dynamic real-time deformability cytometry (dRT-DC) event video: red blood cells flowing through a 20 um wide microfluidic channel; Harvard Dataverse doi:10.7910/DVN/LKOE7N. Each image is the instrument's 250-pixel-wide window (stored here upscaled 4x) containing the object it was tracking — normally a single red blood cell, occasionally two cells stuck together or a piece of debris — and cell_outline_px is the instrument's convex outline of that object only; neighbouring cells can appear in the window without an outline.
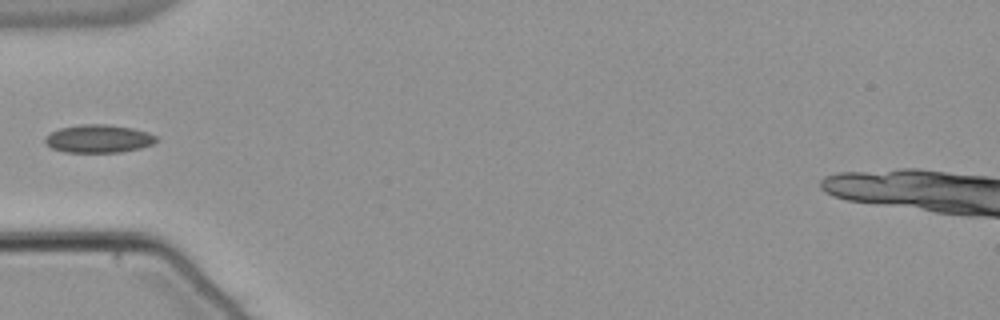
{"species": "common noctule bat (a hibernating species)", "species_latin": "Nyctalus noctula", "temperature_condition": "warm", "stored_images_in_passage": 37, "camera_frame_rate_fps": 3000, "um_per_image_px": 0.085, "animal": {"sex": "male", "body_mass_g": 21.5, "forearm_length_mm": 52.0}, "frame": {"image": 1, "passage_image": 1, "time_ms": 0.0, "image_size_px": [1000, 320], "cell_outline_px": [[156, 140], [152, 144], [140, 148], [120, 152], [64, 152], [52, 148], [44, 140], [52, 132], [60, 128], [80, 124], [108, 124], [132, 128], [148, 132], [156, 136]], "centroid_in_image_um": [8.39, 11.78], "position_along_channel_um": 76.6, "area_um2": 17.98}}
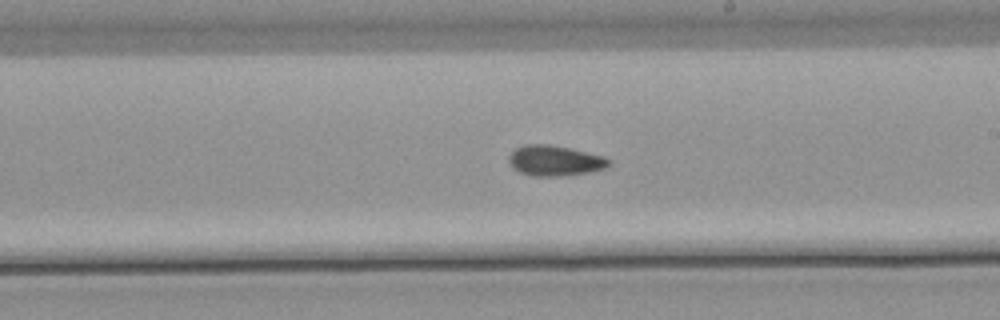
{"frame": {"image": 2, "passage_image": 14, "time_ms": 4.333, "image_size_px": [1000, 320], "cell_outline_px": [[608, 164], [604, 168], [588, 172], [560, 176], [532, 176], [520, 172], [512, 168], [508, 160], [508, 156], [516, 148], [524, 144], [548, 144], [568, 148], [604, 156], [608, 160]], "centroid_in_image_um": [47.09, 13.65], "position_along_channel_um": 241.9, "area_um2": 17.51}}
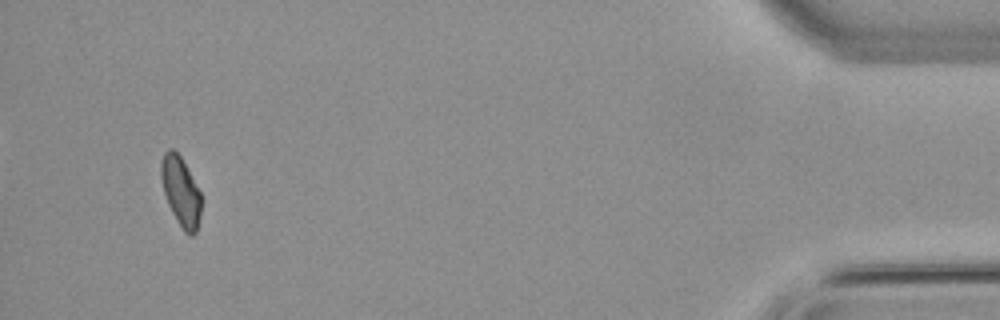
{"frame": {"image": 3, "passage_image": 34, "time_ms": 11.0, "image_size_px": [1000, 320], "cell_outline_px": [[200, 216], [196, 232], [192, 236], [188, 236], [184, 232], [172, 212], [168, 204], [164, 192], [160, 176], [160, 164], [164, 152], [168, 148], [172, 148], [180, 156], [200, 192]], "centroid_in_image_um": [15.34, 16.28], "position_along_channel_um": 419.9, "area_um2": 16.01}}